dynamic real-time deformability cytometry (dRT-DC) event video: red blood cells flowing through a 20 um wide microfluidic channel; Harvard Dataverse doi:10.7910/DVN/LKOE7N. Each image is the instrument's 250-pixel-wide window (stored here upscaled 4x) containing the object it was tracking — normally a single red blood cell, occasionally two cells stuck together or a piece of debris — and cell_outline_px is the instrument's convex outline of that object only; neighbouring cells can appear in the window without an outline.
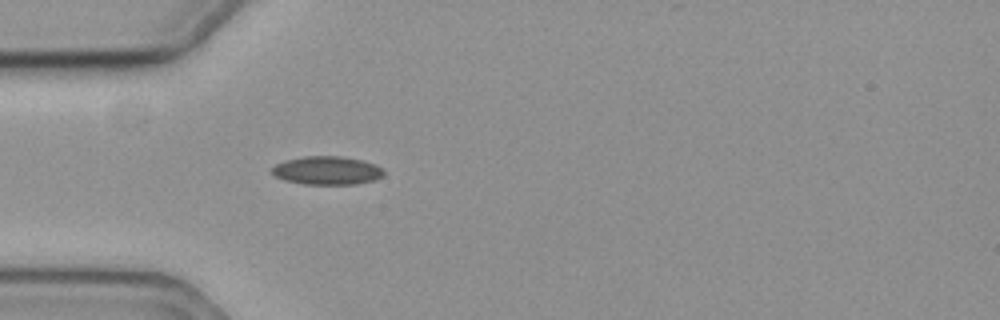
{"species": "common noctule bat (a hibernating species)", "species_latin": "Nyctalus noctula", "temperature_condition": "cold", "stored_images_in_passage": 43, "camera_frame_rate_fps": 3000, "um_per_image_px": 0.085, "animal": {"sex": "female", "body_mass_g": 19.3, "forearm_length_mm": 54.1}, "frame": {"image": 1, "passage_image": 1, "time_ms": 0.0, "image_size_px": [1000, 320], "cell_outline_px": [[384, 176], [372, 180], [356, 184], [304, 184], [284, 180], [276, 176], [272, 172], [272, 168], [276, 164], [284, 160], [304, 156], [340, 156], [360, 160], [376, 164], [384, 168]], "centroid_in_image_um": [27.81, 14.49], "position_along_channel_um": 57.2, "area_um2": 18.5}}
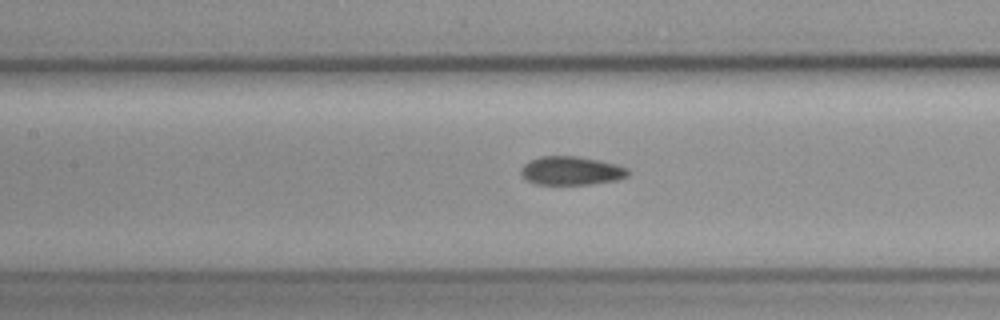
{"frame": {"image": 2, "passage_image": 10, "time_ms": 3.0, "image_size_px": [1000, 320], "cell_outline_px": [[628, 176], [616, 180], [592, 184], [536, 184], [528, 180], [520, 172], [520, 168], [528, 160], [540, 156], [580, 156], [600, 160], [616, 164], [628, 168]], "centroid_in_image_um": [48.55, 14.5], "position_along_channel_um": 158.8, "area_um2": 17.92}}
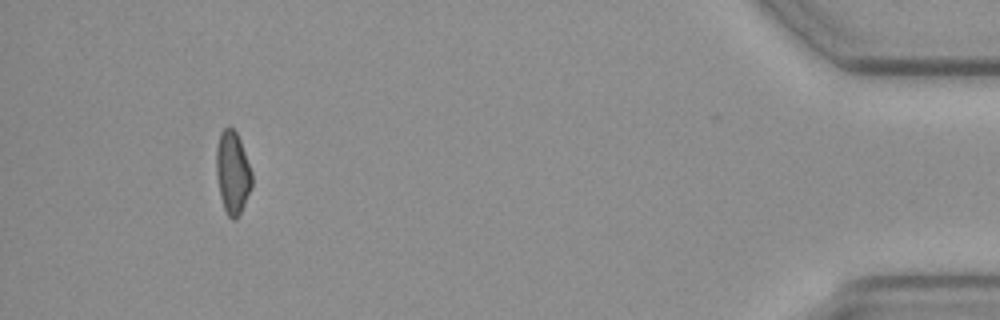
{"frame": {"image": 3, "passage_image": 38, "time_ms": 12.333, "image_size_px": [1000, 320], "cell_outline_px": [[252, 188], [236, 220], [232, 220], [228, 216], [224, 208], [220, 196], [216, 176], [216, 148], [220, 132], [224, 128], [232, 128], [236, 132], [240, 140], [252, 172]], "centroid_in_image_um": [19.76, 14.68], "position_along_channel_um": 415.4, "area_um2": 17.17}, "authors_computed_cell_mechanics": {"area_um2": 17.6868, "velocity_mm_per_s": 3.5404, "shape_relaxation_time_tau1_ms": null, "shape_relaxation_time_tau2_ms": 4.0438, "deformation_change_tau1": null, "deformation_change_tau2": 0.0959}}